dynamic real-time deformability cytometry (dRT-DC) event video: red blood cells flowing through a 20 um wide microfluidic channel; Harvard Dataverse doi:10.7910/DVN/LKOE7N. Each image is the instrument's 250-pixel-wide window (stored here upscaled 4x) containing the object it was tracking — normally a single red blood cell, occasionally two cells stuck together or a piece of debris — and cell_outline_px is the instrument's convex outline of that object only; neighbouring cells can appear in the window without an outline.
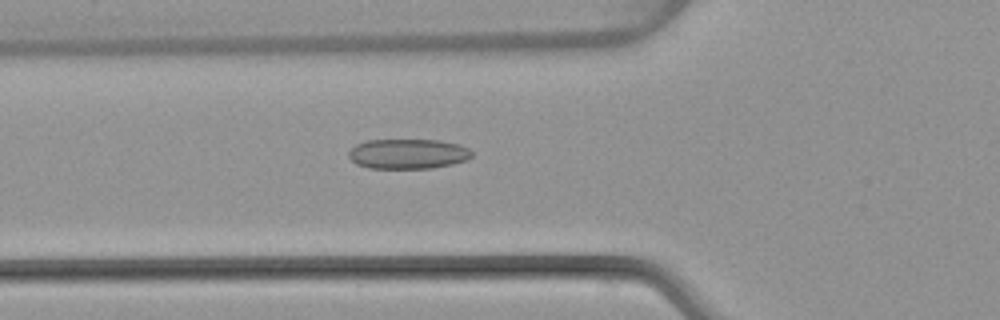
{"species": "common noctule bat (a hibernating species)", "species_latin": "Nyctalus noctula", "temperature_condition": "warm", "stored_images_in_passage": 38, "camera_frame_rate_fps": 3000, "um_per_image_px": 0.085, "animal": {"sex": "female", "body_mass_g": 22.7, "forearm_length_mm": 54.2}, "frame": {"image": 1, "passage_image": 6, "time_ms": 1.667, "image_size_px": [1000, 320], "cell_outline_px": [[472, 156], [468, 160], [452, 164], [432, 168], [368, 168], [356, 164], [348, 156], [348, 152], [356, 144], [368, 140], [440, 140], [456, 144], [468, 148], [472, 152]], "centroid_in_image_um": [34.67, 13.08], "position_along_channel_um": 91.1, "area_um2": 21.5}}
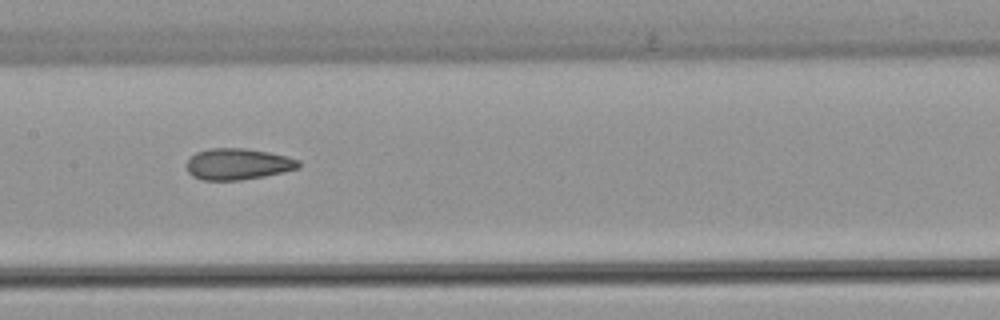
{"frame": {"image": 2, "passage_image": 13, "time_ms": 4.0, "image_size_px": [1000, 320], "cell_outline_px": [[300, 168], [284, 172], [264, 176], [240, 180], [200, 180], [192, 176], [188, 172], [188, 160], [196, 152], [208, 148], [244, 148], [268, 152], [300, 160]], "centroid_in_image_um": [20.22, 13.95], "position_along_channel_um": 187.2, "area_um2": 20.4}}
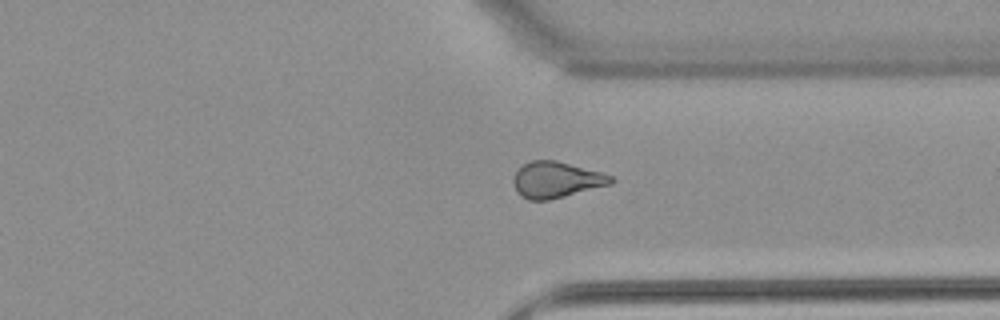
{"frame": {"image": 3, "passage_image": 26, "time_ms": 8.333, "image_size_px": [1000, 320], "cell_outline_px": [[616, 180], [612, 184], [548, 200], [528, 200], [520, 196], [516, 192], [512, 180], [516, 172], [524, 164], [532, 160], [556, 160], [600, 172], [612, 176]], "centroid_in_image_um": [47.27, 15.29], "position_along_channel_um": 364.1, "area_um2": 20.46}, "authors_computed_cell_mechanics": {"area_um2": 20.4612, "velocity_mm_per_s": 4.0908, "shape_relaxation_time_tau1_ms": null, "shape_relaxation_time_tau2_ms": 2.45, "deformation_change_tau1": null, "deformation_change_tau2": 0.1035}}